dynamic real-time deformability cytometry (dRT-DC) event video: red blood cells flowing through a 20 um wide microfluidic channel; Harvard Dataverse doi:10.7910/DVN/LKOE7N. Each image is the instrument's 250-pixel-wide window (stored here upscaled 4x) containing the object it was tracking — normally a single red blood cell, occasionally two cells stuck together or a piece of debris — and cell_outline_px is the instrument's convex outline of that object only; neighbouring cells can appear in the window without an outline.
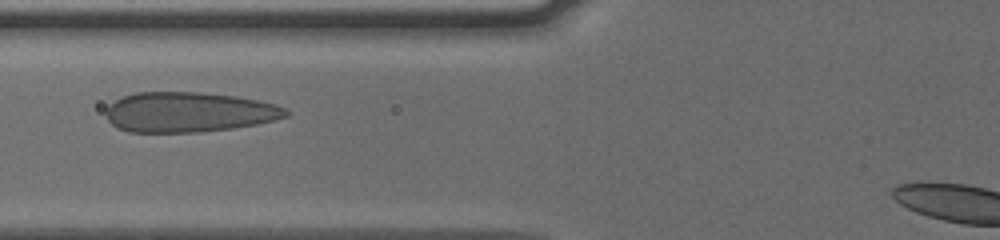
{"species": "human", "species_latin": "Homo sapiens", "temperature_condition": "cold", "stored_images_in_passage": 40, "camera_frame_rate_fps": 3000, "um_per_image_px": 0.085, "donor": {"sex": "male"}, "frame": {"image": 1, "passage_image": 14, "time_ms": 4.333, "image_size_px": [1000, 240], "cell_outline_px": [[288, 116], [256, 124], [232, 128], [196, 132], [128, 132], [116, 128], [108, 120], [104, 112], [108, 104], [124, 96], [136, 92], [200, 92], [236, 96], [260, 100], [276, 104], [284, 108], [288, 112]], "centroid_in_image_um": [16.0, 9.52], "position_along_channel_um": 109.8, "area_um2": 42.14}}
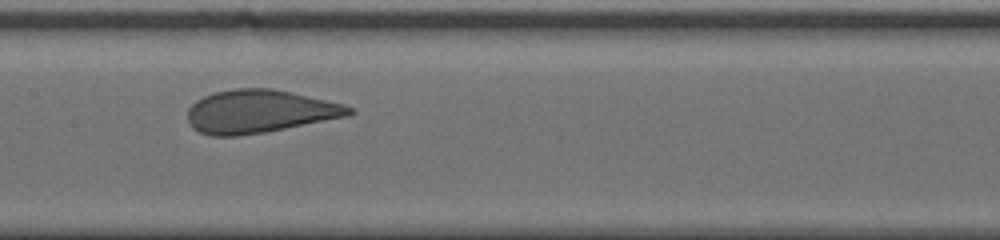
{"frame": {"image": 2, "passage_image": 20, "time_ms": 6.333, "image_size_px": [1000, 240], "cell_outline_px": [[356, 112], [348, 116], [264, 132], [240, 136], [212, 136], [200, 132], [192, 128], [188, 124], [188, 108], [196, 100], [204, 96], [216, 92], [232, 88], [272, 88], [292, 92], [344, 104], [356, 108]], "centroid_in_image_um": [22.06, 9.47], "position_along_channel_um": 185.3, "area_um2": 40.69}}
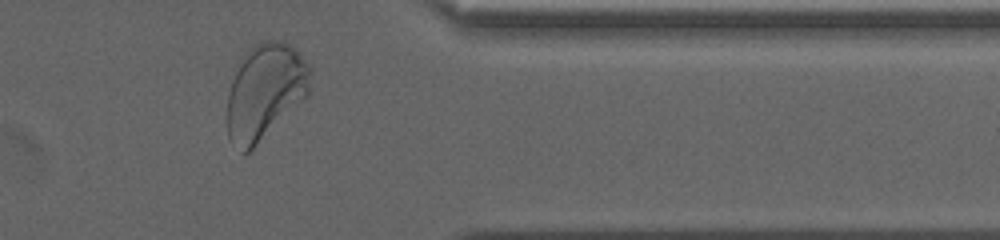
{"frame": {"image": 3, "passage_image": 37, "time_ms": 12.0, "image_size_px": [1000, 240], "cell_outline_px": [[312, 72], [308, 96], [248, 152], [244, 152], [228, 136], [228, 92], [232, 80], [244, 56], [256, 44], [264, 40], [280, 40], [288, 44], [312, 68]], "centroid_in_image_um": [22.57, 7.76], "position_along_channel_um": 388.8, "area_um2": 45.32}, "authors_computed_cell_mechanics": {"area_um2": 42.2807, "velocity_mm_per_s": 3.7542, "shape_relaxation_time_tau1_ms": 5.8691, "shape_relaxation_time_tau2_ms": null, "deformation_change_tau1": 0.1678, "deformation_change_tau2": null}}